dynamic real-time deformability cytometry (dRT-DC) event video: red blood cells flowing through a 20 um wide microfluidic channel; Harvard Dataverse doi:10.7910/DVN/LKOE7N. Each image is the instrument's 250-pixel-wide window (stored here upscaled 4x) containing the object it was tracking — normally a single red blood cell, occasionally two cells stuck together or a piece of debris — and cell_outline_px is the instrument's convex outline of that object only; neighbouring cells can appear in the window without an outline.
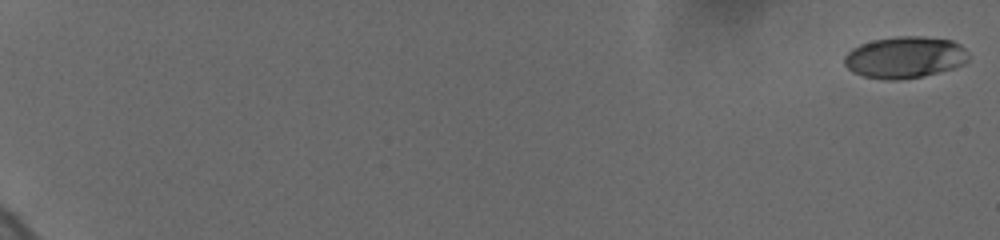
{"species": "human", "species_latin": "Homo sapiens", "temperature_condition": "cold", "stored_images_in_passage": 16, "camera_frame_rate_fps": 3000, "um_per_image_px": 0.085, "donor": {"sex": "female"}, "frame": {"image": 1, "passage_image": 1, "time_ms": 0.0, "image_size_px": [1000, 240], "cell_outline_px": [[968, 60], [964, 64], [952, 68], [920, 76], [896, 80], [888, 80], [864, 76], [852, 72], [844, 64], [844, 56], [852, 48], [860, 44], [872, 40], [896, 36], [924, 36], [952, 40], [960, 44], [968, 52]], "centroid_in_image_um": [76.9, 4.85], "position_along_channel_um": 8.1, "area_um2": 30.11}}